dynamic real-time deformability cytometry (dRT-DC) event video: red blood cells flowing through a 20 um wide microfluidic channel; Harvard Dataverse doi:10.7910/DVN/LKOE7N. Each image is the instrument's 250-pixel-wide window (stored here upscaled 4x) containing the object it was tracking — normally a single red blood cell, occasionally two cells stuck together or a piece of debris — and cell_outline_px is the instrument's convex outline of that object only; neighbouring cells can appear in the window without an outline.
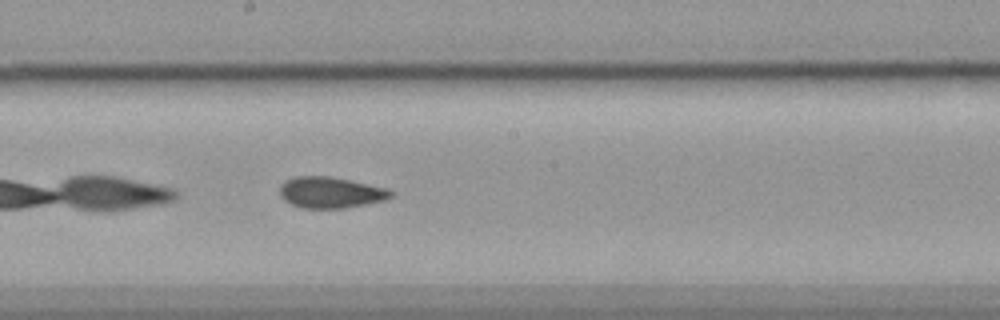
{"species": "common noctule bat (a hibernating species)", "species_latin": "Nyctalus noctula", "temperature_condition": "cold", "stored_images_in_passage": 32, "camera_frame_rate_fps": 3000, "um_per_image_px": 0.085, "animal": {"sex": "female", "body_mass_g": 19.9}, "frame": {"image": 1, "passage_image": 14, "time_ms": 4.333, "image_size_px": [1000, 320], "cell_outline_px": [[396, 192], [392, 196], [384, 200], [368, 204], [348, 208], [300, 208], [284, 200], [280, 196], [280, 184], [284, 180], [296, 176], [328, 176], [388, 188]], "centroid_in_image_um": [28.1, 16.37], "position_along_channel_um": 220.1, "area_um2": 20.35}, "authors_computed_cell_mechanics": {"area_um2": 20.1722, "velocity_mm_per_s": 3.5706, "shape_relaxation_time_tau1_ms": null, "shape_relaxation_time_tau2_ms": 2.3865, "deformation_change_tau1": null, "deformation_change_tau2": 0.0771}}